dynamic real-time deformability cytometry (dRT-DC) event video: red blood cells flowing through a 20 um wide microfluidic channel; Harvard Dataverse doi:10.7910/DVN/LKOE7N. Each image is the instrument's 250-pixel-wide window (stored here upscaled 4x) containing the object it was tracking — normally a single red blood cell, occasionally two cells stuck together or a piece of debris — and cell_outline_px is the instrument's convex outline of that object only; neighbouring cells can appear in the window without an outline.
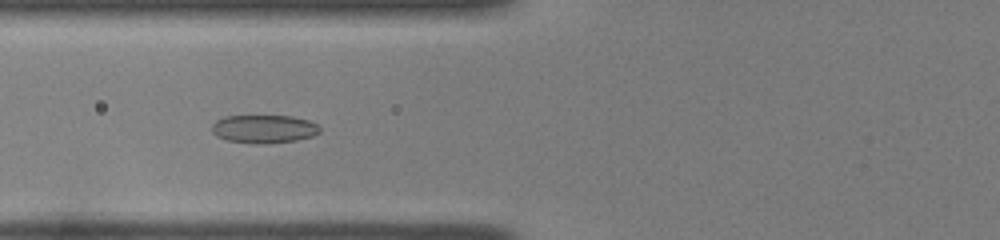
{"species": "common noctule bat (a hibernating species)", "species_latin": "Nyctalus noctula", "temperature_condition": "room temperature", "stored_images_in_passage": 40, "camera_frame_rate_fps": 3000, "um_per_image_px": 0.085, "animal": {"sex": "female", "body_mass_g": 22.0, "forearm_length_mm": 56.7}, "frame": {"image": 1, "passage_image": 10, "time_ms": 3.0, "image_size_px": [1000, 240], "cell_outline_px": [[320, 132], [312, 136], [296, 140], [264, 144], [252, 144], [228, 140], [216, 136], [212, 132], [212, 124], [216, 120], [224, 116], [292, 116], [308, 120], [316, 124], [320, 128]], "centroid_in_image_um": [22.41, 10.96], "position_along_channel_um": 103.4, "area_um2": 17.8}}
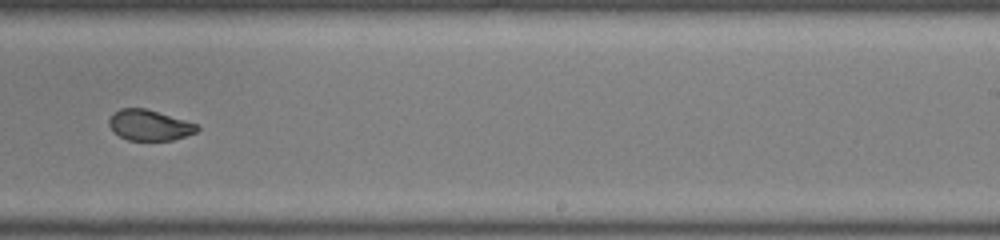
{"frame": {"image": 2, "passage_image": 23, "time_ms": 7.333, "image_size_px": [1000, 240], "cell_outline_px": [[200, 128], [196, 132], [172, 140], [128, 140], [120, 136], [108, 124], [108, 120], [120, 108], [144, 108], [184, 120], [196, 124]], "centroid_in_image_um": [12.7, 10.64], "position_along_channel_um": 276.3, "area_um2": 15.32}}
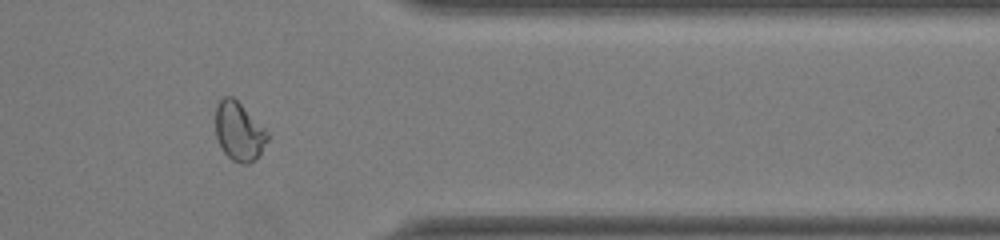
{"frame": {"image": 3, "passage_image": 32, "time_ms": 10.333, "image_size_px": [1000, 240], "cell_outline_px": [[268, 140], [260, 152], [248, 164], [240, 164], [232, 160], [224, 152], [216, 136], [216, 108], [220, 100], [224, 96], [232, 96], [264, 128], [268, 136]], "centroid_in_image_um": [20.29, 11.18], "position_along_channel_um": 391.1, "area_um2": 17.22}, "authors_computed_cell_mechanics": {"area_um2": 17.1666, "velocity_mm_per_s": 3.9996, "shape_relaxation_time_tau1_ms": null, "shape_relaxation_time_tau2_ms": 0.8777, "deformation_change_tau1": null, "deformation_change_tau2": 0.0484}}